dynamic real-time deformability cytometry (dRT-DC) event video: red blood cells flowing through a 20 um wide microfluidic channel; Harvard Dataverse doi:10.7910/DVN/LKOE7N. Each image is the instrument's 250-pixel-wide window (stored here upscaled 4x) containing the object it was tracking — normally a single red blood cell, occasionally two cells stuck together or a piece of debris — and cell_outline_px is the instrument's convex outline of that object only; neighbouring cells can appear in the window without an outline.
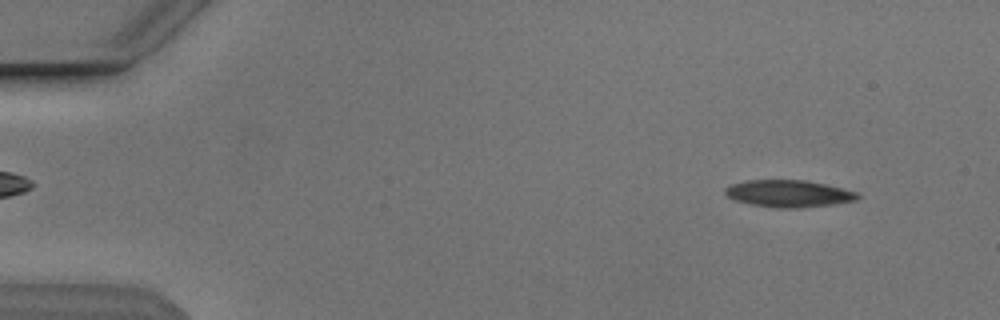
{"species": "Egyptian fruit bat (a non-hibernating species)", "species_latin": "Rousettus aegyptiacus", "temperature_condition": "cold", "stored_images_in_passage": 15, "camera_frame_rate_fps": 3000, "um_per_image_px": 0.085, "animal": {"sex": "male"}, "frame": {"image": 1, "passage_image": 5, "time_ms": 1.333, "image_size_px": [1000, 320], "cell_outline_px": [[860, 196], [856, 200], [832, 204], [800, 208], [776, 208], [752, 204], [736, 200], [728, 196], [724, 192], [724, 188], [732, 184], [748, 180], [804, 180], [824, 184], [856, 192]], "centroid_in_image_um": [67.01, 16.45], "position_along_channel_um": 18.0, "area_um2": 20.58}}